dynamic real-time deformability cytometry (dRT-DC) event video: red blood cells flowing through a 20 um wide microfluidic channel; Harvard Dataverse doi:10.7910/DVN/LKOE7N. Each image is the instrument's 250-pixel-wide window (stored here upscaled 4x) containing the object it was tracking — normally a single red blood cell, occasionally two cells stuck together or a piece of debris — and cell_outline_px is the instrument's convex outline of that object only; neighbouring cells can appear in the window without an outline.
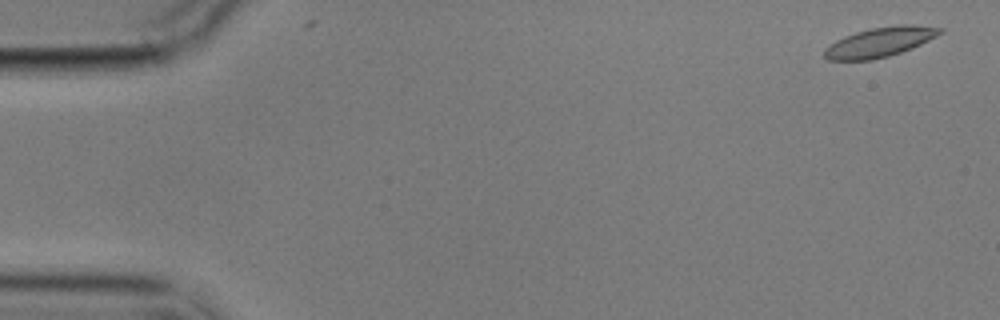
{"species": "common noctule bat (a hibernating species)", "species_latin": "Nyctalus noctula", "temperature_condition": "cold", "stored_images_in_passage": 5, "camera_frame_rate_fps": 3000, "um_per_image_px": 0.085, "animal": {"sex": "male", "body_mass_g": 17.9}, "frame": {"image": 1, "passage_image": 1, "time_ms": 0.0, "image_size_px": [1000, 320], "cell_outline_px": [[944, 32], [912, 48], [888, 56], [872, 60], [828, 60], [824, 56], [824, 48], [836, 40], [844, 36], [856, 32], [872, 28], [900, 24], [912, 24], [944, 28]], "centroid_in_image_um": [74.79, 3.57], "position_along_channel_um": 10.2, "area_um2": 19.94}}
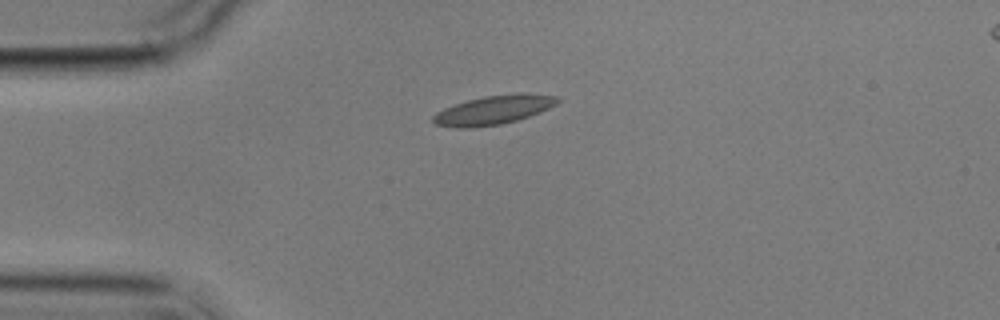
{"frame": {"image": 2, "passage_image": 3, "time_ms": 4.0, "image_size_px": [1000, 320], "cell_outline_px": [[560, 100], [556, 104], [540, 112], [516, 120], [500, 124], [468, 128], [456, 128], [436, 124], [432, 120], [432, 116], [436, 112], [444, 108], [468, 100], [484, 96], [520, 92], [524, 92], [560, 96]], "centroid_in_image_um": [41.98, 9.33], "position_along_channel_um": 43.0, "area_um2": 21.04}}